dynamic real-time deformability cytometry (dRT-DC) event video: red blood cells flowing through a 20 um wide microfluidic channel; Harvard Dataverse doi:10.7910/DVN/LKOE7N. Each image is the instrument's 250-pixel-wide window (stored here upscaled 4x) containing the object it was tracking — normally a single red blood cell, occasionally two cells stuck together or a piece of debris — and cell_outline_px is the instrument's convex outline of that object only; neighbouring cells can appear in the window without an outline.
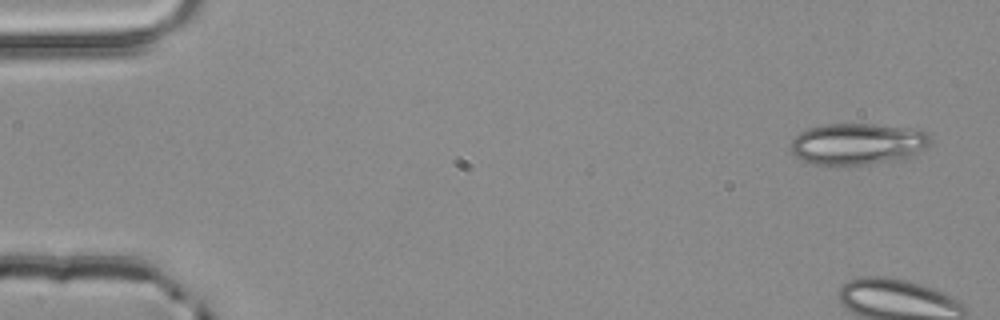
{"species": "common noctule bat (a hibernating species)", "species_latin": "Nyctalus noctula", "temperature_condition": "room temperature", "stored_images_in_passage": 4, "camera_frame_rate_fps": 3000, "um_per_image_px": 0.085, "animal": {"sex": "male", "body_mass_g": 20.4}, "frame": {"image": 1, "passage_image": 1, "time_ms": 0.0, "image_size_px": [1000, 320], "cell_outline_px": [[932, 140], [924, 148], [912, 156], [896, 160], [868, 164], [812, 164], [792, 156], [788, 144], [800, 132], [808, 128], [824, 124], [876, 124], [924, 128], [932, 136]], "centroid_in_image_um": [72.92, 12.2], "position_along_channel_um": 12.1, "area_um2": 34.39}}